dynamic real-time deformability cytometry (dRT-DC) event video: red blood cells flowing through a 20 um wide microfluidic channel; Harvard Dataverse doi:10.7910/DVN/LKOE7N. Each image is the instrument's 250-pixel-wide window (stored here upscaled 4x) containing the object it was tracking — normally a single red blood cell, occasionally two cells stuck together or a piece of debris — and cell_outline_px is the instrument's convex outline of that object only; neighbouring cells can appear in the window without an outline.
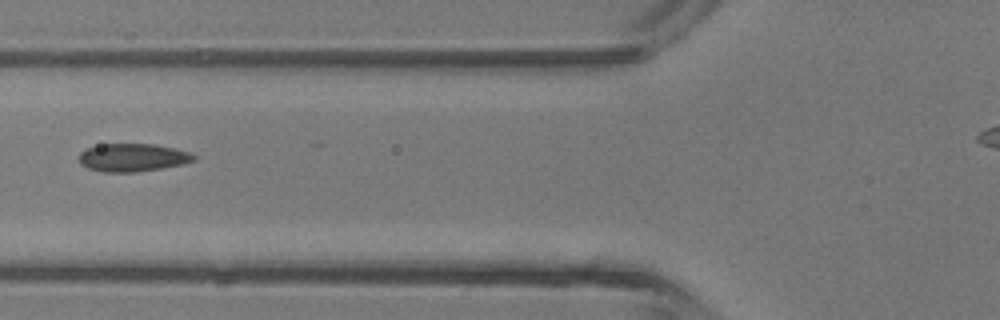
{"species": "common noctule bat (a hibernating species)", "species_latin": "Nyctalus noctula", "temperature_condition": "room temperature", "stored_images_in_passage": 2, "camera_frame_rate_fps": 3000, "um_per_image_px": 0.085, "animal": {"sex": "male", "body_mass_g": 13.3}, "frame": {"image": 1, "passage_image": 2, "time_ms": 1.0, "image_size_px": [1000, 320], "cell_outline_px": [[196, 160], [184, 164], [136, 172], [104, 172], [88, 168], [80, 164], [80, 152], [88, 148], [100, 144], [156, 144], [176, 148], [188, 152], [196, 156]], "centroid_in_image_um": [11.3, 13.39], "position_along_channel_um": 114.5, "area_um2": 18.73}}